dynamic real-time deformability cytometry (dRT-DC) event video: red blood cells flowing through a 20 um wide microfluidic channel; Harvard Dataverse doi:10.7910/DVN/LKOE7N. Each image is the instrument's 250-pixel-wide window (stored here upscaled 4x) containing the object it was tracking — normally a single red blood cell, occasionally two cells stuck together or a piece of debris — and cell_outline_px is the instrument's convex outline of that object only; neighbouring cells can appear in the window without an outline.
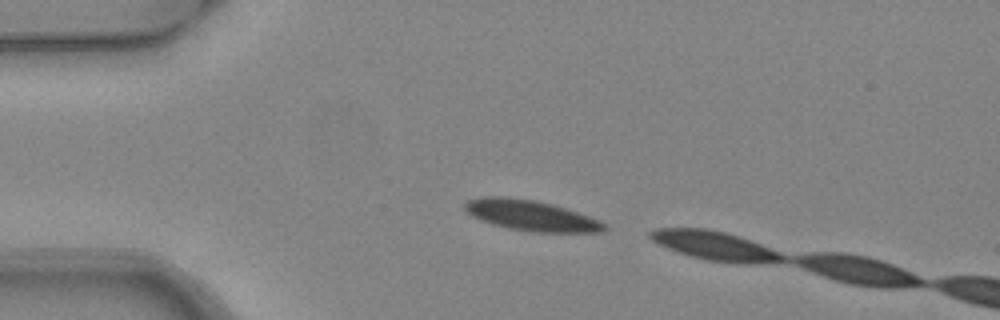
{"species": "common noctule bat (a hibernating species)", "species_latin": "Nyctalus noctula", "temperature_condition": "warm", "stored_images_in_passage": 2, "camera_frame_rate_fps": 3000, "um_per_image_px": 0.085, "animal": {"sex": "female", "body_mass_g": 24.6, "forearm_length_mm": 56.2}, "frame": {"image": 1, "passage_image": 1, "time_ms": 0.0, "image_size_px": [1000, 320], "cell_outline_px": [[608, 228], [604, 232], [532, 232], [508, 228], [492, 224], [480, 220], [472, 216], [464, 208], [464, 204], [468, 200], [480, 196], [508, 196], [536, 200], [552, 204], [600, 220]], "centroid_in_image_um": [45.1, 18.31], "position_along_channel_um": 39.9, "area_um2": 24.91}}